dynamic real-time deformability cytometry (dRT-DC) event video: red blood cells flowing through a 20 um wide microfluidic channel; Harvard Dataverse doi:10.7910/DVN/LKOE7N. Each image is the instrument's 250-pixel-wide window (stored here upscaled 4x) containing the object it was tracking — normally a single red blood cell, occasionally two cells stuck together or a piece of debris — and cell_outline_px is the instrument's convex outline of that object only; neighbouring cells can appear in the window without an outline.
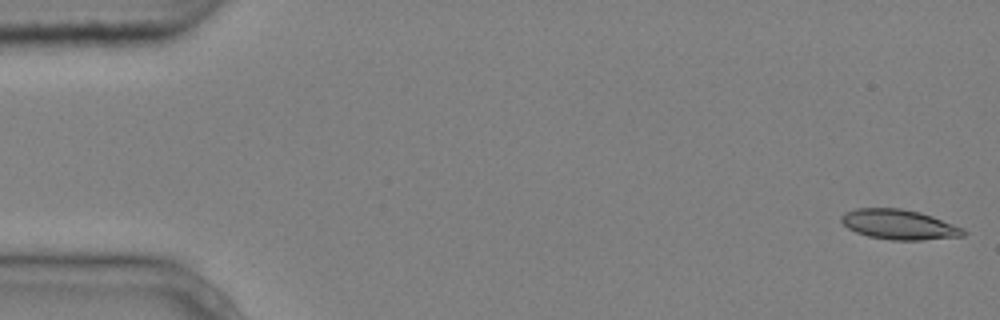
{"species": "common noctule bat (a hibernating species)", "species_latin": "Nyctalus noctula", "temperature_condition": "cold", "stored_images_in_passage": 5, "camera_frame_rate_fps": 3000, "um_per_image_px": 0.085, "animal": {"sex": "male", "body_mass_g": 20.4}, "frame": {"image": 1, "passage_image": 1, "time_ms": 0.0, "image_size_px": [1000, 320], "cell_outline_px": [[968, 232], [964, 236], [920, 240], [892, 240], [868, 236], [856, 232], [848, 228], [840, 220], [840, 216], [844, 212], [856, 208], [900, 208], [920, 212], [932, 216], [964, 228]], "centroid_in_image_um": [76.42, 19.08], "position_along_channel_um": 8.6, "area_um2": 21.39}}
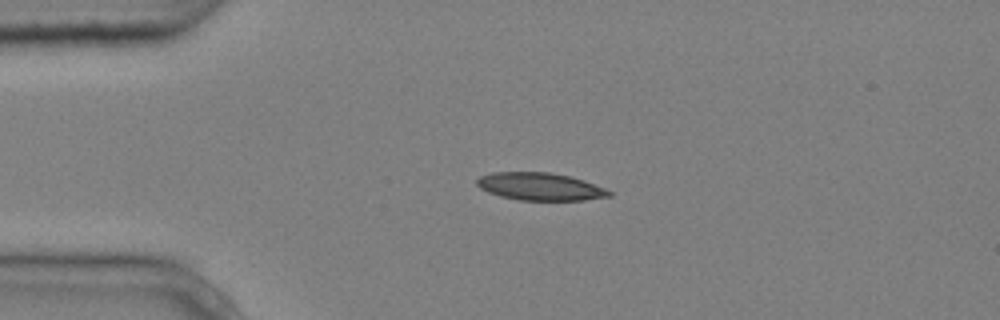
{"frame": {"image": 2, "passage_image": 4, "time_ms": 1.0, "image_size_px": [1000, 320], "cell_outline_px": [[612, 196], [584, 200], [520, 200], [500, 196], [488, 192], [480, 188], [476, 184], [476, 180], [480, 176], [492, 172], [548, 172], [568, 176], [584, 180], [604, 188], [612, 192]], "centroid_in_image_um": [45.89, 15.86], "position_along_channel_um": 39.1, "area_um2": 21.21}}